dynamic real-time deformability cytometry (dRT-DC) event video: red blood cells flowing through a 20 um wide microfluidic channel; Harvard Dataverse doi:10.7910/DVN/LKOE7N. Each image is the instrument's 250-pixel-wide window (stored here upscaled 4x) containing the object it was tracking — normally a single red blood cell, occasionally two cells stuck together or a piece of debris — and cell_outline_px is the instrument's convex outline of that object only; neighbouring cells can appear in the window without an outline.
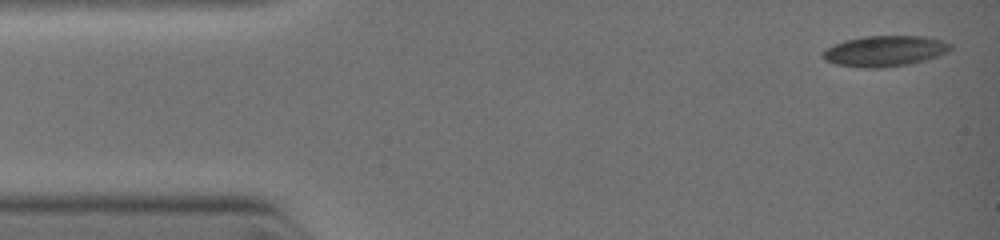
{"species": "common noctule bat (a hibernating species)", "species_latin": "Nyctalus noctula", "temperature_condition": "warm", "stored_images_in_passage": 9, "camera_frame_rate_fps": 3000, "um_per_image_px": 0.085, "animal": {"sex": "female", "body_mass_g": 19.0, "forearm_length_mm": 51.5}, "frame": {"image": 1, "passage_image": 1, "time_ms": 0.0, "image_size_px": [1000, 240], "cell_outline_px": [[952, 48], [948, 52], [940, 56], [908, 64], [880, 68], [864, 68], [836, 64], [824, 60], [820, 56], [828, 48], [836, 44], [848, 40], [864, 36], [920, 36], [940, 40], [952, 44]], "centroid_in_image_um": [75.23, 4.35], "position_along_channel_um": 9.8, "area_um2": 22.66}}
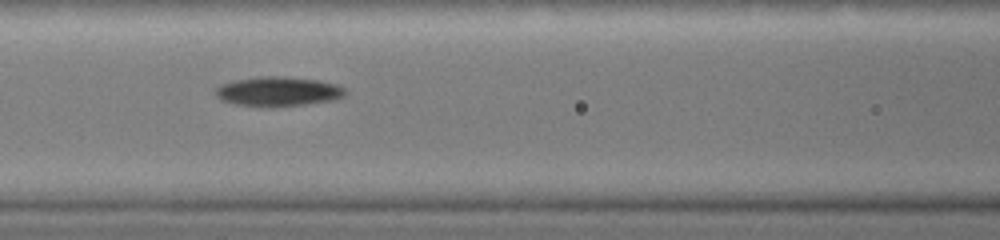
{"frame": {"image": 2, "passage_image": 8, "time_ms": 4.333, "image_size_px": [1000, 240], "cell_outline_px": [[344, 96], [332, 100], [304, 104], [272, 108], [232, 104], [220, 100], [216, 96], [216, 88], [224, 84], [236, 80], [260, 76], [276, 76], [316, 80], [336, 84], [344, 88]], "centroid_in_image_um": [23.6, 7.8], "position_along_channel_um": 143.0, "area_um2": 22.2}}
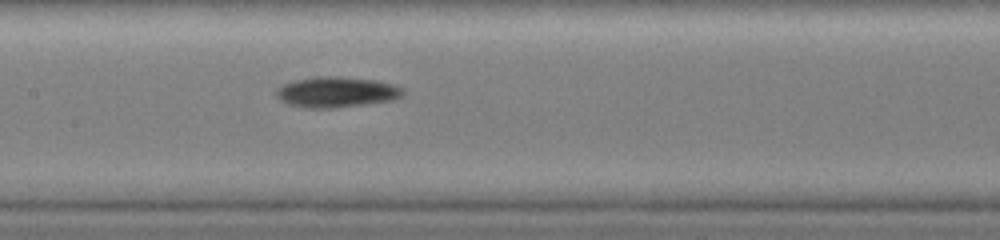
{"frame": {"image": 3, "passage_image": 9, "time_ms": 5.0, "image_size_px": [1000, 240], "cell_outline_px": [[404, 92], [400, 96], [392, 100], [332, 108], [308, 108], [288, 104], [280, 100], [276, 96], [276, 88], [284, 84], [296, 80], [316, 76], [340, 76], [376, 80], [392, 84], [400, 88]], "centroid_in_image_um": [28.55, 7.82], "position_along_channel_um": 178.8, "area_um2": 22.37}}